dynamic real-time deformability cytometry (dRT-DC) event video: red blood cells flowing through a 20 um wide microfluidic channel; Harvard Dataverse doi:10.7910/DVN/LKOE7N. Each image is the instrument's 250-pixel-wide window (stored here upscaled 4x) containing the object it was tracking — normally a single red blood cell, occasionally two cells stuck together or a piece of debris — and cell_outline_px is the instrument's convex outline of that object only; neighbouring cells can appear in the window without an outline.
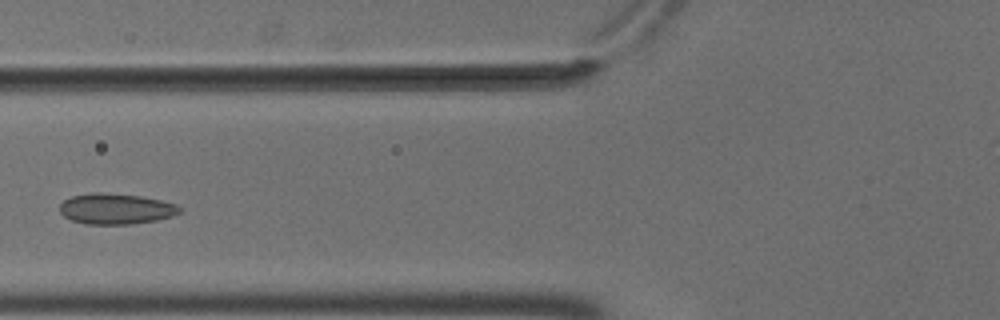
{"species": "common noctule bat (a hibernating species)", "species_latin": "Nyctalus noctula", "temperature_condition": "cold", "stored_images_in_passage": 3, "camera_frame_rate_fps": 3000, "um_per_image_px": 0.085, "animal": {"sex": "male", "body_mass_g": 18.8}, "frame": {"image": 1, "passage_image": 3, "time_ms": 0.667, "image_size_px": [1000, 320], "cell_outline_px": [[180, 212], [172, 216], [156, 220], [132, 224], [84, 224], [72, 220], [64, 216], [60, 212], [60, 204], [64, 200], [72, 196], [100, 192], [140, 196], [160, 200], [176, 204], [180, 208]], "centroid_in_image_um": [9.84, 17.76], "position_along_channel_um": 116.0, "area_um2": 21.27}}